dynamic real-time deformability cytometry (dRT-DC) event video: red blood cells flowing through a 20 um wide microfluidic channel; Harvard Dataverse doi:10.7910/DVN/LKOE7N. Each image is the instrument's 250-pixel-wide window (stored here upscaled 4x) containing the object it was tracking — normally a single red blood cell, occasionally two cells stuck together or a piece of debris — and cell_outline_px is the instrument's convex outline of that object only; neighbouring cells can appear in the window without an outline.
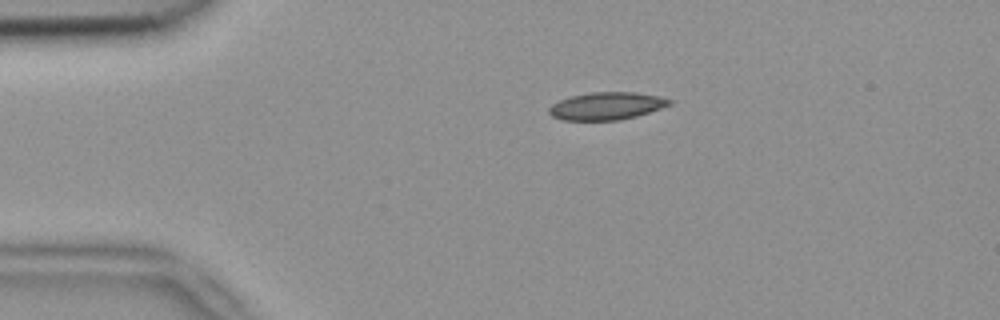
{"species": "common noctule bat (a hibernating species)", "species_latin": "Nyctalus noctula", "temperature_condition": "room temperature", "stored_images_in_passage": 2, "camera_frame_rate_fps": 3000, "um_per_image_px": 0.085, "animal": {"sex": "female", "body_mass_g": 18.4}, "frame": {"image": 1, "passage_image": 1, "time_ms": 0.0, "image_size_px": [1000, 320], "cell_outline_px": [[672, 104], [636, 116], [620, 120], [564, 120], [552, 116], [548, 112], [548, 108], [552, 104], [560, 100], [572, 96], [592, 92], [636, 92], [660, 96], [672, 100]], "centroid_in_image_um": [51.56, 9.0], "position_along_channel_um": 33.4, "area_um2": 19.25}}